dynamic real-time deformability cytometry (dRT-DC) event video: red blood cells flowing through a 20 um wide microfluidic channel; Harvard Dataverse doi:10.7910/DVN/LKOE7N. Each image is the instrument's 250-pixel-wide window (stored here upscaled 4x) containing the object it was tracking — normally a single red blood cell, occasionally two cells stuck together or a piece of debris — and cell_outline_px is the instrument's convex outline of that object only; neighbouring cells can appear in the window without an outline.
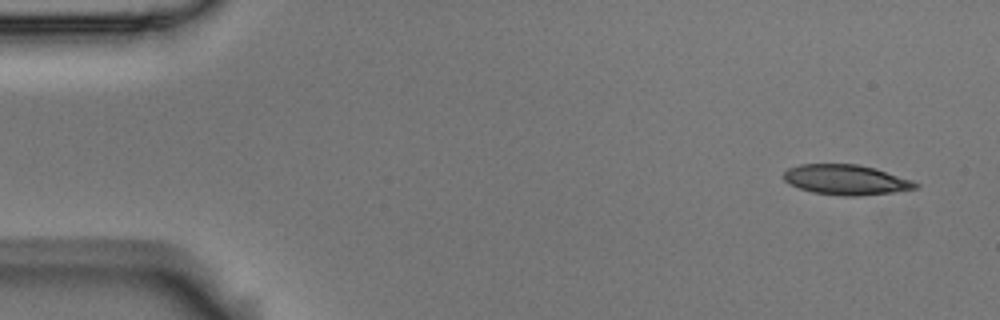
{"species": "Egyptian fruit bat (a non-hibernating species)", "species_latin": "Rousettus aegyptiacus", "temperature_condition": "room temperature", "stored_images_in_passage": 6, "segment_of_instrument_passage": [2, 2], "camera_frame_rate_fps": 3000, "um_per_image_px": 0.085, "animal": {"sex": "male"}, "frame": {"image": 1, "passage_image": 6, "time_ms": 1.667, "image_size_px": [1000, 320], "cell_outline_px": [[920, 184], [916, 188], [892, 192], [852, 196], [844, 196], [812, 192], [800, 188], [784, 180], [784, 172], [788, 168], [800, 164], [856, 164], [876, 168], [912, 180]], "centroid_in_image_um": [71.91, 15.27], "position_along_channel_um": 13.1, "area_um2": 22.89}}